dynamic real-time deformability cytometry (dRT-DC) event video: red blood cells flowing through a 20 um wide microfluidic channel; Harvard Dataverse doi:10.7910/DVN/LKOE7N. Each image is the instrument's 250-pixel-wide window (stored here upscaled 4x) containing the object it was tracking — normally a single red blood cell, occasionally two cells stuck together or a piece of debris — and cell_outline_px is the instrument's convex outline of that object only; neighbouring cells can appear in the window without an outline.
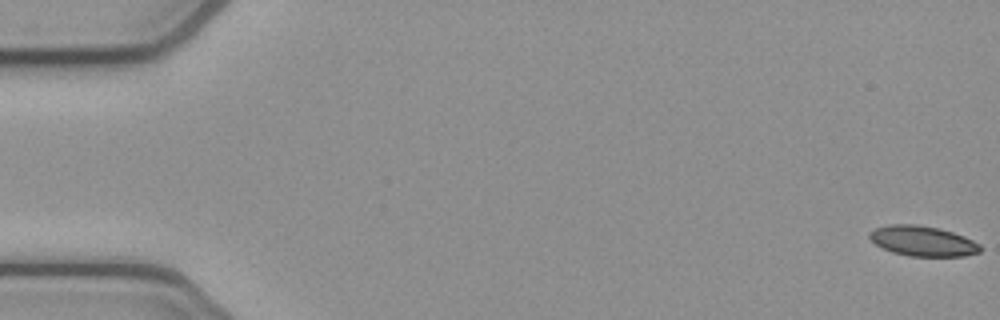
{"species": "common noctule bat (a hibernating species)", "species_latin": "Nyctalus noctula", "temperature_condition": "cold", "stored_images_in_passage": 54, "camera_frame_rate_fps": 3000, "um_per_image_px": 0.085, "animal": {"sex": "female", "body_mass_g": 21.9}, "frame": {"image": 1, "passage_image": 1, "time_ms": 0.0, "image_size_px": [1000, 320], "cell_outline_px": [[980, 252], [964, 256], [908, 256], [892, 252], [876, 244], [868, 236], [868, 232], [876, 228], [892, 224], [916, 224], [940, 228], [964, 236], [980, 244]], "centroid_in_image_um": [78.43, 20.48], "position_along_channel_um": 6.6, "area_um2": 19.42}}
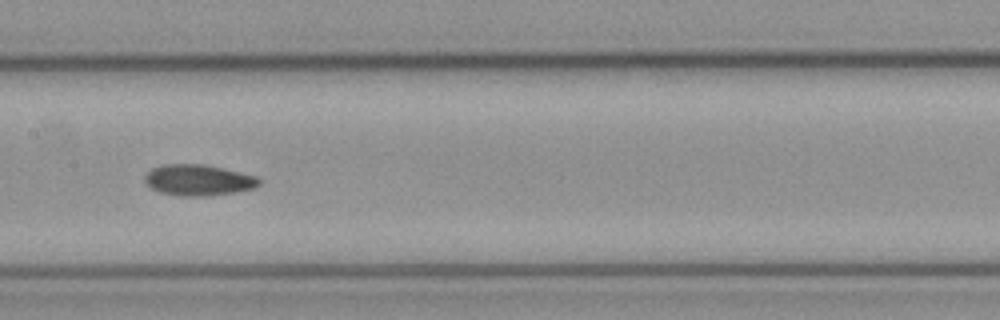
{"frame": {"image": 2, "passage_image": 27, "time_ms": 8.667, "image_size_px": [1000, 320], "cell_outline_px": [[260, 184], [252, 188], [232, 192], [204, 196], [180, 196], [160, 192], [152, 188], [144, 180], [144, 176], [152, 168], [164, 164], [204, 164], [256, 176], [260, 180]], "centroid_in_image_um": [16.82, 15.3], "position_along_channel_um": 190.6, "area_um2": 20.35}}
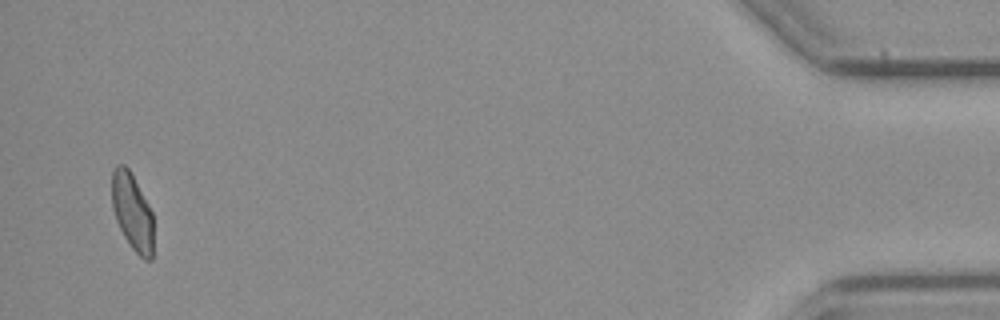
{"frame": {"image": 3, "passage_image": 52, "time_ms": 17.0, "image_size_px": [1000, 320], "cell_outline_px": [[152, 260], [144, 260], [132, 248], [124, 236], [116, 220], [112, 208], [112, 172], [116, 164], [124, 164], [128, 168], [148, 204], [152, 212]], "centroid_in_image_um": [11.23, 18.0], "position_along_channel_um": 424.0, "area_um2": 18.38}, "authors_computed_cell_mechanics": {"area_um2": 19.9988, "velocity_mm_per_s": 3.8686, "shape_relaxation_time_tau1_ms": null, "shape_relaxation_time_tau2_ms": 3.1941, "deformation_change_tau1": null, "deformation_change_tau2": 0.0913}}